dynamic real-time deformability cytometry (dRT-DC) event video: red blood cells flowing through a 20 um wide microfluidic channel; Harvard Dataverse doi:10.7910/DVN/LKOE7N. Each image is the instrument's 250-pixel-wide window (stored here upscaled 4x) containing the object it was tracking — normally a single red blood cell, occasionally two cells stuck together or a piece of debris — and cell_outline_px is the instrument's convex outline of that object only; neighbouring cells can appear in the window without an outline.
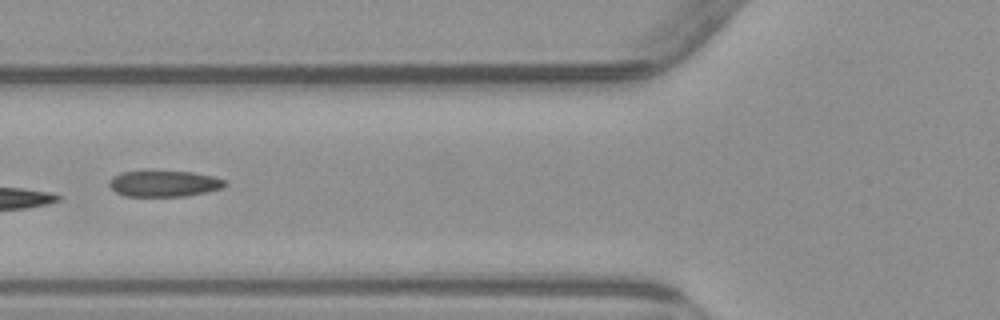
{"species": "common noctule bat (a hibernating species)", "species_latin": "Nyctalus noctula", "temperature_condition": "warm", "stored_images_in_passage": 6, "camera_frame_rate_fps": 3000, "um_per_image_px": 0.085, "animal": {"sex": "male", "body_mass_g": 23.1, "forearm_length_mm": 52.7}, "frame": {"image": 1, "passage_image": 6, "time_ms": 6.0, "image_size_px": [1000, 320], "cell_outline_px": [[228, 184], [224, 188], [208, 192], [184, 196], [124, 196], [116, 192], [108, 184], [112, 176], [120, 172], [140, 168], [152, 168], [192, 172], [212, 176], [224, 180]], "centroid_in_image_um": [13.9, 15.55], "position_along_channel_um": 111.9, "area_um2": 18.67}}